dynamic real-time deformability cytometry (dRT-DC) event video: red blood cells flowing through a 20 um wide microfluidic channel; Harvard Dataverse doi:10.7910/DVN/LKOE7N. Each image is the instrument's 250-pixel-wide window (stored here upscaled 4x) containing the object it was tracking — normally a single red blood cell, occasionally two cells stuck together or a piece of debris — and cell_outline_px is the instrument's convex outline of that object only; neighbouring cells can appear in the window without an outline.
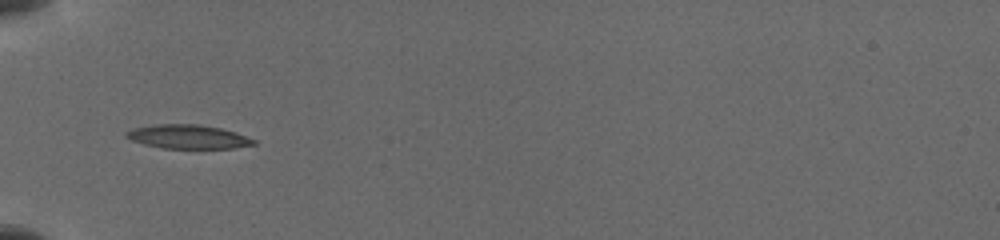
{"species": "common noctule bat (a hibernating species)", "species_latin": "Nyctalus noctula", "temperature_condition": "cold", "stored_images_in_passage": 20, "camera_frame_rate_fps": 3000, "um_per_image_px": 0.085, "animal": {"sex": "female", "body_mass_g": 19.5, "forearm_length_mm": 54.1}, "frame": {"image": 1, "passage_image": 3, "time_ms": 1.333, "image_size_px": [1000, 240], "cell_outline_px": [[256, 144], [232, 148], [160, 148], [144, 144], [132, 140], [124, 136], [124, 132], [132, 128], [156, 124], [200, 124], [220, 128], [236, 132], [256, 140]], "centroid_in_image_um": [15.95, 11.61], "position_along_channel_um": 69.0, "area_um2": 17.8}}
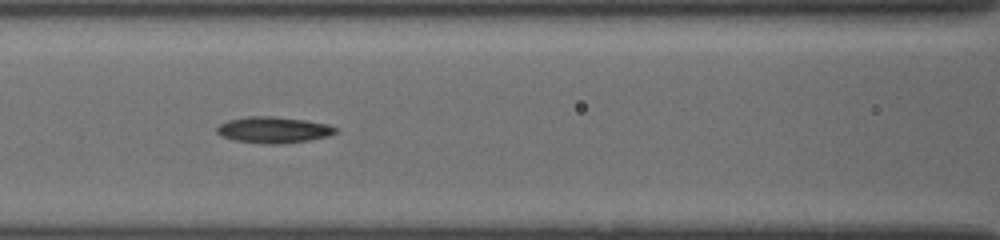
{"frame": {"image": 2, "passage_image": 8, "time_ms": 3.333, "image_size_px": [1000, 240], "cell_outline_px": [[336, 132], [328, 136], [312, 140], [280, 144], [260, 144], [232, 140], [216, 132], [216, 128], [220, 124], [228, 120], [248, 116], [272, 116], [304, 120], [328, 124], [336, 128]], "centroid_in_image_um": [23.23, 11.05], "position_along_channel_um": 143.4, "area_um2": 18.21}}
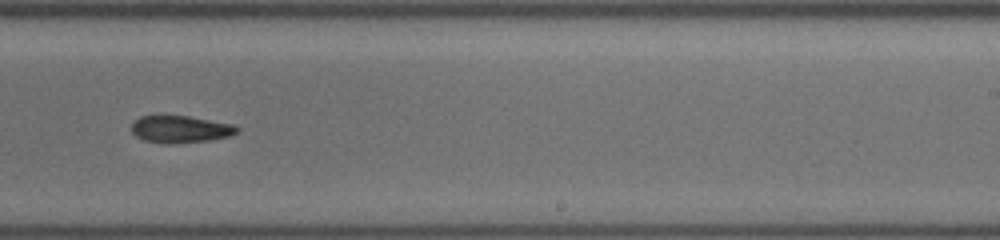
{"frame": {"image": 3, "passage_image": 18, "time_ms": 6.667, "image_size_px": [1000, 240], "cell_outline_px": [[240, 128], [236, 132], [228, 136], [212, 140], [176, 144], [164, 144], [144, 140], [136, 136], [132, 132], [132, 124], [140, 116], [188, 116], [232, 124]], "centroid_in_image_um": [15.33, 11.0], "position_along_channel_um": 273.7, "area_um2": 16.65}}